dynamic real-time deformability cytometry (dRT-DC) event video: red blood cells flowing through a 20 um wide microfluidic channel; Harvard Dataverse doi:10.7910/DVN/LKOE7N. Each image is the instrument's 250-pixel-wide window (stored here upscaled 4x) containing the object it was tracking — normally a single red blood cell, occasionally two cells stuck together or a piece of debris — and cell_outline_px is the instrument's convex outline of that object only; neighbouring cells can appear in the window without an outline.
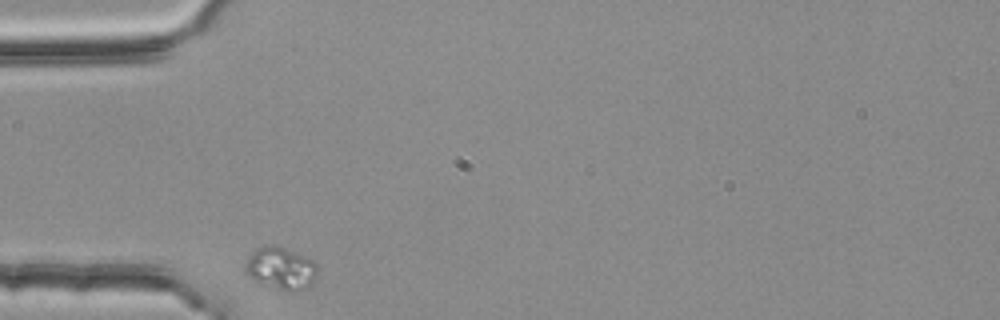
{"species": "common noctule bat (a hibernating species)", "species_latin": "Nyctalus noctula", "temperature_condition": "room temperature", "stored_images_in_passage": 5, "camera_frame_rate_fps": 3000, "um_per_image_px": 0.085, "animal": {"sex": "female", "body_mass_g": 25.1}, "frame": {"image": 1, "passage_image": 4, "time_ms": 1.0, "image_size_px": [1000, 320], "cell_outline_px": [[316, 276], [312, 284], [308, 288], [276, 288], [256, 280], [244, 272], [244, 264], [248, 256], [256, 248], [268, 244], [276, 244], [312, 260], [316, 264]], "centroid_in_image_um": [23.83, 22.74], "position_along_channel_um": 61.2, "area_um2": 17.28}}